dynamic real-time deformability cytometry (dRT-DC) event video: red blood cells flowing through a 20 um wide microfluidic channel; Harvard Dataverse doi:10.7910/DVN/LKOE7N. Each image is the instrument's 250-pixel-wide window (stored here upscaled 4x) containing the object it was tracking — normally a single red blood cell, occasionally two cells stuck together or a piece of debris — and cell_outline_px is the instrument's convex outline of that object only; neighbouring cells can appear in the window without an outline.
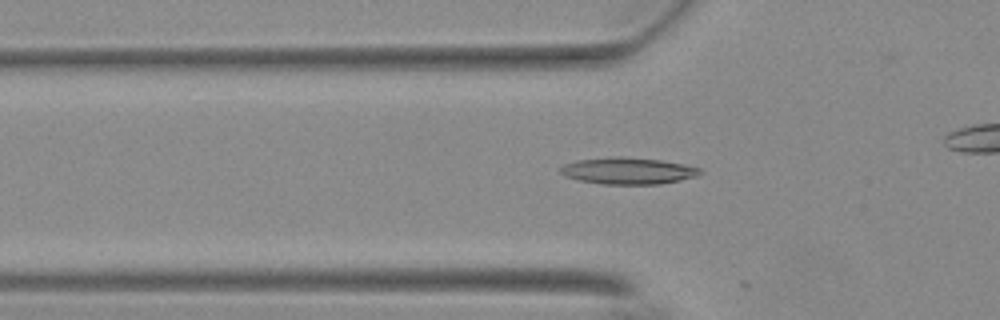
{"species": "Egyptian fruit bat (a non-hibernating species)", "species_latin": "Rousettus aegyptiacus", "temperature_condition": "warm", "stored_images_in_passage": 12, "camera_frame_rate_fps": 3000, "um_per_image_px": 0.085, "animal": {"sex": "female"}, "frame": {"image": 1, "passage_image": 11, "time_ms": 3.333, "image_size_px": [1000, 320], "cell_outline_px": [[700, 172], [696, 176], [680, 180], [660, 184], [600, 184], [580, 180], [568, 176], [560, 172], [560, 168], [564, 164], [576, 160], [612, 156], [620, 156], [660, 160], [684, 164], [700, 168]], "centroid_in_image_um": [53.37, 14.51], "position_along_channel_um": 72.4, "area_um2": 21.56}}